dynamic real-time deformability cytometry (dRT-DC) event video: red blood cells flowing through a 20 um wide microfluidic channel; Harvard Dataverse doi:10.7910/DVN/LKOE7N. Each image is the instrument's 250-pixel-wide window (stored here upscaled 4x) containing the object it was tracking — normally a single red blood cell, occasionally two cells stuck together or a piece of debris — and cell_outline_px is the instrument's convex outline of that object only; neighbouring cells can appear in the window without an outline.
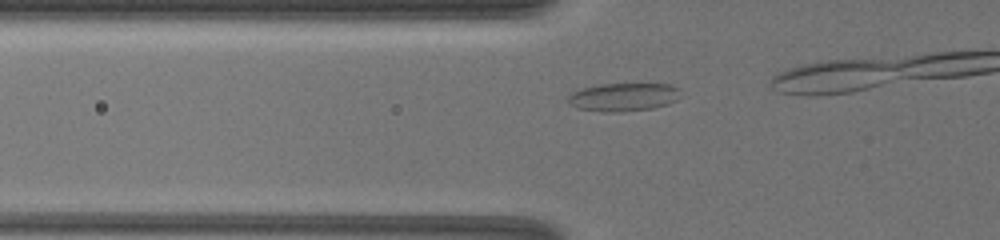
{"species": "common noctule bat (a hibernating species)", "species_latin": "Nyctalus noctula", "temperature_condition": "warm", "stored_images_in_passage": 17, "camera_frame_rate_fps": 3000, "um_per_image_px": 0.085, "animal": {"sex": "female", "body_mass_g": 19.5, "forearm_length_mm": 54.1}, "frame": {"image": 1, "passage_image": 13, "time_ms": 3.0, "image_size_px": [1000, 240], "cell_outline_px": [[680, 96], [676, 100], [668, 104], [652, 108], [624, 112], [600, 112], [576, 108], [568, 104], [568, 96], [572, 92], [580, 88], [596, 84], [672, 84], [680, 88]], "centroid_in_image_um": [52.97, 8.25], "position_along_channel_um": 72.8, "area_um2": 18.9}}